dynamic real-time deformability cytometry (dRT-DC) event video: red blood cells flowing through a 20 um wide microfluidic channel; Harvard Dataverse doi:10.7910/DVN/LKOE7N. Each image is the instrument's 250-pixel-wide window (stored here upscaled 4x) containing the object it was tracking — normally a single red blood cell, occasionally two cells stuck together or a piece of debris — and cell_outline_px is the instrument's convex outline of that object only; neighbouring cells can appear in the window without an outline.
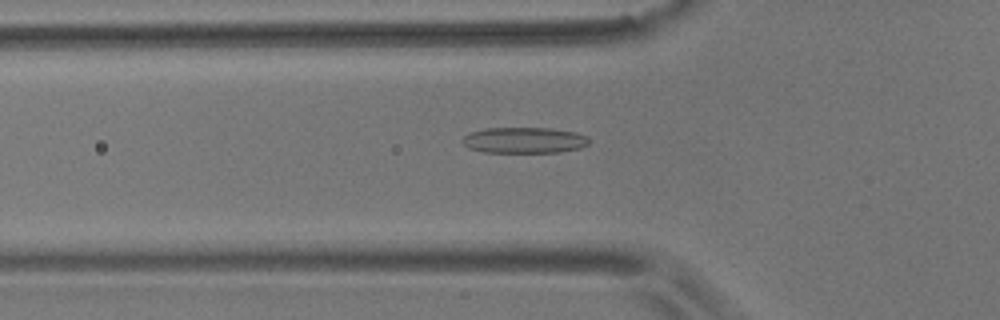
{"species": "common noctule bat (a hibernating species)", "species_latin": "Nyctalus noctula", "temperature_condition": "room temperature", "stored_images_in_passage": 56, "camera_frame_rate_fps": 3000, "um_per_image_px": 0.085, "animal": {"sex": "male", "body_mass_g": 17.9}, "frame": {"image": 1, "passage_image": 19, "time_ms": 6.0, "image_size_px": [1000, 320], "cell_outline_px": [[588, 144], [580, 148], [560, 152], [484, 152], [468, 148], [464, 144], [464, 136], [472, 132], [484, 128], [552, 128], [576, 132], [588, 136]], "centroid_in_image_um": [44.59, 11.91], "position_along_channel_um": 81.2, "area_um2": 19.07}}
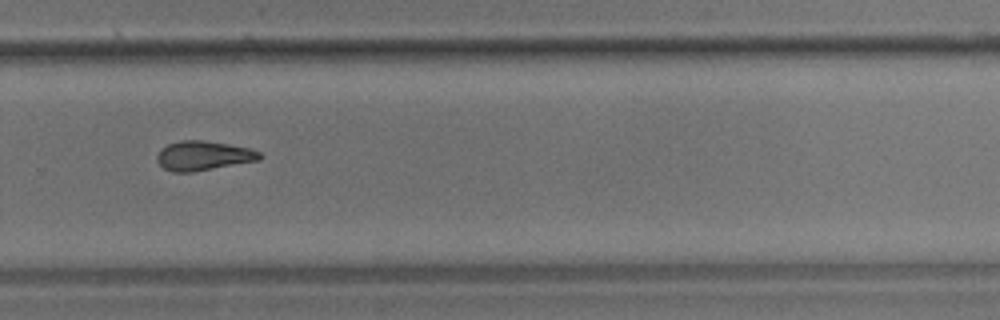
{"frame": {"image": 2, "passage_image": 38, "time_ms": 12.333, "image_size_px": [1000, 320], "cell_outline_px": [[264, 156], [260, 160], [192, 172], [172, 172], [164, 168], [156, 160], [156, 156], [168, 144], [180, 140], [204, 140], [228, 144], [248, 148], [260, 152]], "centroid_in_image_um": [17.31, 13.23], "position_along_channel_um": 312.5, "area_um2": 17.51}}
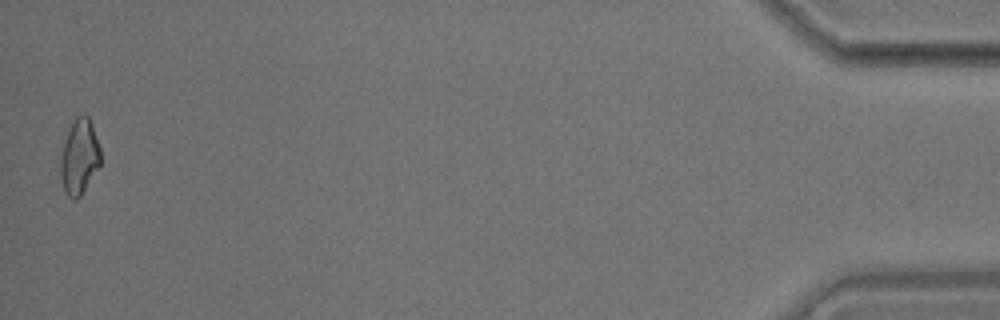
{"frame": {"image": 3, "passage_image": 55, "time_ms": 18.0, "image_size_px": [1000, 320], "cell_outline_px": [[100, 164], [80, 196], [76, 200], [72, 200], [64, 192], [60, 176], [60, 160], [64, 140], [76, 116], [84, 112], [88, 116], [92, 124], [100, 148]], "centroid_in_image_um": [6.73, 13.33], "position_along_channel_um": 428.5, "area_um2": 17.51}}